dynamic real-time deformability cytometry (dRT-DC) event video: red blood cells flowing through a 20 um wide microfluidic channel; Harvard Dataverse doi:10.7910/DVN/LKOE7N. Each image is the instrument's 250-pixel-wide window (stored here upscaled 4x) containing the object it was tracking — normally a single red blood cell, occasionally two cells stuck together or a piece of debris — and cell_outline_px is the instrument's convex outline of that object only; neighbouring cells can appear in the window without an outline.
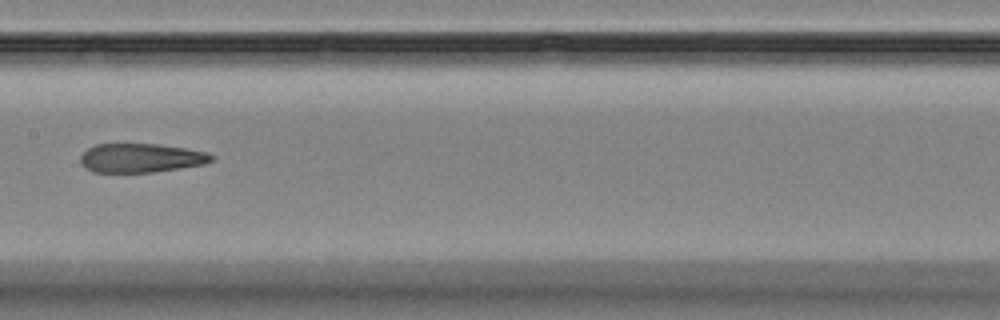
{"species": "Egyptian fruit bat (a non-hibernating species)", "species_latin": "Rousettus aegyptiacus", "temperature_condition": "room temperature", "stored_images_in_passage": 4, "camera_frame_rate_fps": 3000, "um_per_image_px": 0.085, "animal": {"sex": "female"}, "frame": {"image": 1, "passage_image": 4, "time_ms": 3.333, "image_size_px": [1000, 320], "cell_outline_px": [[212, 160], [204, 164], [180, 168], [152, 172], [92, 172], [80, 164], [80, 156], [88, 148], [96, 144], [160, 144], [208, 152], [212, 156]], "centroid_in_image_um": [11.95, 13.42], "position_along_channel_um": 195.5, "area_um2": 22.08}}